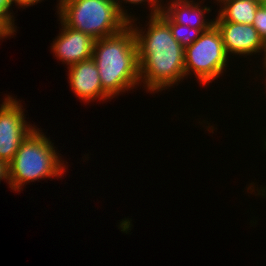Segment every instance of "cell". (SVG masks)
I'll return each instance as SVG.
<instances>
[{
	"mask_svg": "<svg viewBox=\"0 0 266 266\" xmlns=\"http://www.w3.org/2000/svg\"><path fill=\"white\" fill-rule=\"evenodd\" d=\"M149 18L148 31L143 32L132 20L128 25L135 35L140 80L146 84L148 92L154 93L185 78V48L172 36L169 25L158 14Z\"/></svg>",
	"mask_w": 266,
	"mask_h": 266,
	"instance_id": "cell-1",
	"label": "cell"
},
{
	"mask_svg": "<svg viewBox=\"0 0 266 266\" xmlns=\"http://www.w3.org/2000/svg\"><path fill=\"white\" fill-rule=\"evenodd\" d=\"M92 58L99 70L102 88L111 99L139 86L138 50L129 25L118 34L95 40Z\"/></svg>",
	"mask_w": 266,
	"mask_h": 266,
	"instance_id": "cell-2",
	"label": "cell"
},
{
	"mask_svg": "<svg viewBox=\"0 0 266 266\" xmlns=\"http://www.w3.org/2000/svg\"><path fill=\"white\" fill-rule=\"evenodd\" d=\"M35 127L9 163L11 189L14 191H20L30 181L61 177L66 170L53 143Z\"/></svg>",
	"mask_w": 266,
	"mask_h": 266,
	"instance_id": "cell-3",
	"label": "cell"
},
{
	"mask_svg": "<svg viewBox=\"0 0 266 266\" xmlns=\"http://www.w3.org/2000/svg\"><path fill=\"white\" fill-rule=\"evenodd\" d=\"M56 7L59 19L67 27L94 40L118 34L129 24L117 5L109 0H66Z\"/></svg>",
	"mask_w": 266,
	"mask_h": 266,
	"instance_id": "cell-4",
	"label": "cell"
},
{
	"mask_svg": "<svg viewBox=\"0 0 266 266\" xmlns=\"http://www.w3.org/2000/svg\"><path fill=\"white\" fill-rule=\"evenodd\" d=\"M229 57L221 34L213 25L185 48V77L193 72L200 83L206 85L223 73Z\"/></svg>",
	"mask_w": 266,
	"mask_h": 266,
	"instance_id": "cell-5",
	"label": "cell"
},
{
	"mask_svg": "<svg viewBox=\"0 0 266 266\" xmlns=\"http://www.w3.org/2000/svg\"><path fill=\"white\" fill-rule=\"evenodd\" d=\"M9 96L0 106V159L10 163L23 140L34 129L27 124L23 106Z\"/></svg>",
	"mask_w": 266,
	"mask_h": 266,
	"instance_id": "cell-6",
	"label": "cell"
},
{
	"mask_svg": "<svg viewBox=\"0 0 266 266\" xmlns=\"http://www.w3.org/2000/svg\"><path fill=\"white\" fill-rule=\"evenodd\" d=\"M219 30L227 55L248 56L261 53L265 42L253 25L223 21L219 16L214 19Z\"/></svg>",
	"mask_w": 266,
	"mask_h": 266,
	"instance_id": "cell-7",
	"label": "cell"
},
{
	"mask_svg": "<svg viewBox=\"0 0 266 266\" xmlns=\"http://www.w3.org/2000/svg\"><path fill=\"white\" fill-rule=\"evenodd\" d=\"M60 23L62 31L51 46L53 54L69 66L92 58L95 40L82 31L67 27L61 20Z\"/></svg>",
	"mask_w": 266,
	"mask_h": 266,
	"instance_id": "cell-8",
	"label": "cell"
},
{
	"mask_svg": "<svg viewBox=\"0 0 266 266\" xmlns=\"http://www.w3.org/2000/svg\"><path fill=\"white\" fill-rule=\"evenodd\" d=\"M69 68V83L74 94L85 102L110 99L103 90L99 70L93 58L73 64Z\"/></svg>",
	"mask_w": 266,
	"mask_h": 266,
	"instance_id": "cell-9",
	"label": "cell"
},
{
	"mask_svg": "<svg viewBox=\"0 0 266 266\" xmlns=\"http://www.w3.org/2000/svg\"><path fill=\"white\" fill-rule=\"evenodd\" d=\"M168 6H162V11L174 22L190 28H211L214 19L207 22L204 13L211 11L210 7H200L193 0H171ZM167 10H166V9Z\"/></svg>",
	"mask_w": 266,
	"mask_h": 266,
	"instance_id": "cell-10",
	"label": "cell"
},
{
	"mask_svg": "<svg viewBox=\"0 0 266 266\" xmlns=\"http://www.w3.org/2000/svg\"><path fill=\"white\" fill-rule=\"evenodd\" d=\"M218 16L226 22L252 25L255 13L261 5L259 0H223Z\"/></svg>",
	"mask_w": 266,
	"mask_h": 266,
	"instance_id": "cell-11",
	"label": "cell"
},
{
	"mask_svg": "<svg viewBox=\"0 0 266 266\" xmlns=\"http://www.w3.org/2000/svg\"><path fill=\"white\" fill-rule=\"evenodd\" d=\"M158 15L169 25L172 36L183 48L194 43L203 31L210 28H190L189 26L174 23L162 10Z\"/></svg>",
	"mask_w": 266,
	"mask_h": 266,
	"instance_id": "cell-12",
	"label": "cell"
},
{
	"mask_svg": "<svg viewBox=\"0 0 266 266\" xmlns=\"http://www.w3.org/2000/svg\"><path fill=\"white\" fill-rule=\"evenodd\" d=\"M253 27L257 30L260 37L266 42V4H261L254 18Z\"/></svg>",
	"mask_w": 266,
	"mask_h": 266,
	"instance_id": "cell-13",
	"label": "cell"
},
{
	"mask_svg": "<svg viewBox=\"0 0 266 266\" xmlns=\"http://www.w3.org/2000/svg\"><path fill=\"white\" fill-rule=\"evenodd\" d=\"M12 0H0V17H2L14 30V16L10 13V7H12Z\"/></svg>",
	"mask_w": 266,
	"mask_h": 266,
	"instance_id": "cell-14",
	"label": "cell"
},
{
	"mask_svg": "<svg viewBox=\"0 0 266 266\" xmlns=\"http://www.w3.org/2000/svg\"><path fill=\"white\" fill-rule=\"evenodd\" d=\"M125 1L126 3L130 2L131 4H139V3H143V2H148L151 6V15H157L161 10H162V3L158 4L155 0H122Z\"/></svg>",
	"mask_w": 266,
	"mask_h": 266,
	"instance_id": "cell-15",
	"label": "cell"
},
{
	"mask_svg": "<svg viewBox=\"0 0 266 266\" xmlns=\"http://www.w3.org/2000/svg\"><path fill=\"white\" fill-rule=\"evenodd\" d=\"M3 179L8 181L11 188L9 163L6 160L0 159V181Z\"/></svg>",
	"mask_w": 266,
	"mask_h": 266,
	"instance_id": "cell-16",
	"label": "cell"
},
{
	"mask_svg": "<svg viewBox=\"0 0 266 266\" xmlns=\"http://www.w3.org/2000/svg\"><path fill=\"white\" fill-rule=\"evenodd\" d=\"M14 30L2 17H0V39L14 35Z\"/></svg>",
	"mask_w": 266,
	"mask_h": 266,
	"instance_id": "cell-17",
	"label": "cell"
},
{
	"mask_svg": "<svg viewBox=\"0 0 266 266\" xmlns=\"http://www.w3.org/2000/svg\"><path fill=\"white\" fill-rule=\"evenodd\" d=\"M42 0H12L13 3H16L15 5H18L20 7H30L31 5H34L35 3H39Z\"/></svg>",
	"mask_w": 266,
	"mask_h": 266,
	"instance_id": "cell-18",
	"label": "cell"
},
{
	"mask_svg": "<svg viewBox=\"0 0 266 266\" xmlns=\"http://www.w3.org/2000/svg\"><path fill=\"white\" fill-rule=\"evenodd\" d=\"M109 1H111V2H114L116 5H117V7H118V10H119V12L128 20V21H133V23L135 22V20L136 19H133L131 16H129L126 12H125V10L123 9V7H122V3H120V2H122V1H120V0H109Z\"/></svg>",
	"mask_w": 266,
	"mask_h": 266,
	"instance_id": "cell-19",
	"label": "cell"
},
{
	"mask_svg": "<svg viewBox=\"0 0 266 266\" xmlns=\"http://www.w3.org/2000/svg\"><path fill=\"white\" fill-rule=\"evenodd\" d=\"M263 59H264V61H263V68L262 69H266V42H265V44H264V50H263Z\"/></svg>",
	"mask_w": 266,
	"mask_h": 266,
	"instance_id": "cell-20",
	"label": "cell"
},
{
	"mask_svg": "<svg viewBox=\"0 0 266 266\" xmlns=\"http://www.w3.org/2000/svg\"><path fill=\"white\" fill-rule=\"evenodd\" d=\"M261 4H266V0H259Z\"/></svg>",
	"mask_w": 266,
	"mask_h": 266,
	"instance_id": "cell-21",
	"label": "cell"
},
{
	"mask_svg": "<svg viewBox=\"0 0 266 266\" xmlns=\"http://www.w3.org/2000/svg\"><path fill=\"white\" fill-rule=\"evenodd\" d=\"M64 1H66V0H59L58 5L61 4V3L64 2Z\"/></svg>",
	"mask_w": 266,
	"mask_h": 266,
	"instance_id": "cell-22",
	"label": "cell"
}]
</instances>
